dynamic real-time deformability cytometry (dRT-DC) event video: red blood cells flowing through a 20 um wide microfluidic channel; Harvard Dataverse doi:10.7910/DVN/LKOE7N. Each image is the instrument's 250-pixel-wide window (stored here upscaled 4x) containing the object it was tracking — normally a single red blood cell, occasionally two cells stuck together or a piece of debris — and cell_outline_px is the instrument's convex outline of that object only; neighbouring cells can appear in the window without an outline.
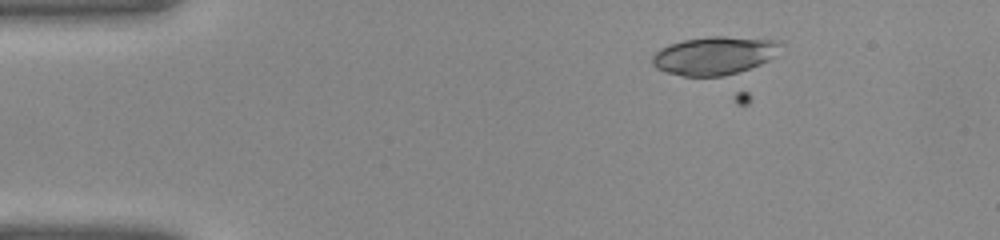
{"species": "common noctule bat (a hibernating species)", "species_latin": "Nyctalus noctula", "temperature_condition": "warm", "stored_images_in_passage": 15, "camera_frame_rate_fps": 3000, "um_per_image_px": 0.085, "animal": {"sex": "female", "body_mass_g": 22.0, "forearm_length_mm": 56.7}, "frame": {"image": 1, "passage_image": 5, "time_ms": 1.333, "image_size_px": [1000, 240], "cell_outline_px": [[784, 44], [768, 60], [760, 64], [724, 76], [684, 76], [664, 72], [656, 68], [652, 64], [652, 56], [660, 48], [668, 44], [684, 40], [712, 36], [724, 36], [776, 40]], "centroid_in_image_um": [60.67, 4.72], "position_along_channel_um": 24.3, "area_um2": 28.38}}